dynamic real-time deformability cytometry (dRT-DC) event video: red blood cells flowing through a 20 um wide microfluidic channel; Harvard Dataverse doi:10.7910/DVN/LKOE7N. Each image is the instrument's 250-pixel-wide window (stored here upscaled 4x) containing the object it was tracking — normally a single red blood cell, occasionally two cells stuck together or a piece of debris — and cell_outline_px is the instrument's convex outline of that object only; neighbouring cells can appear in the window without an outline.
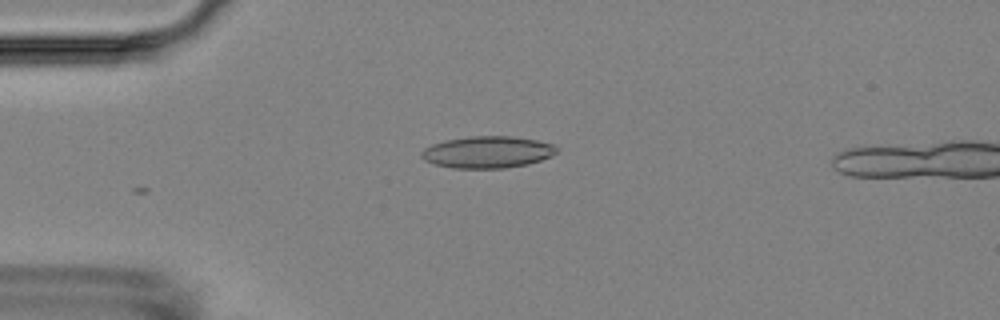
{"species": "Egyptian fruit bat (a non-hibernating species)", "species_latin": "Rousettus aegyptiacus", "temperature_condition": "room temperature", "stored_images_in_passage": 4, "camera_frame_rate_fps": 3000, "um_per_image_px": 0.085, "animal": {"sex": "female"}, "frame": {"image": 1, "passage_image": 4, "time_ms": 3.333, "image_size_px": [1000, 320], "cell_outline_px": [[556, 152], [540, 160], [528, 164], [504, 168], [452, 168], [436, 164], [424, 160], [420, 156], [420, 152], [424, 148], [432, 144], [444, 140], [472, 136], [512, 136], [536, 140], [556, 144]], "centroid_in_image_um": [41.4, 12.92], "position_along_channel_um": 43.6, "area_um2": 25.03}}